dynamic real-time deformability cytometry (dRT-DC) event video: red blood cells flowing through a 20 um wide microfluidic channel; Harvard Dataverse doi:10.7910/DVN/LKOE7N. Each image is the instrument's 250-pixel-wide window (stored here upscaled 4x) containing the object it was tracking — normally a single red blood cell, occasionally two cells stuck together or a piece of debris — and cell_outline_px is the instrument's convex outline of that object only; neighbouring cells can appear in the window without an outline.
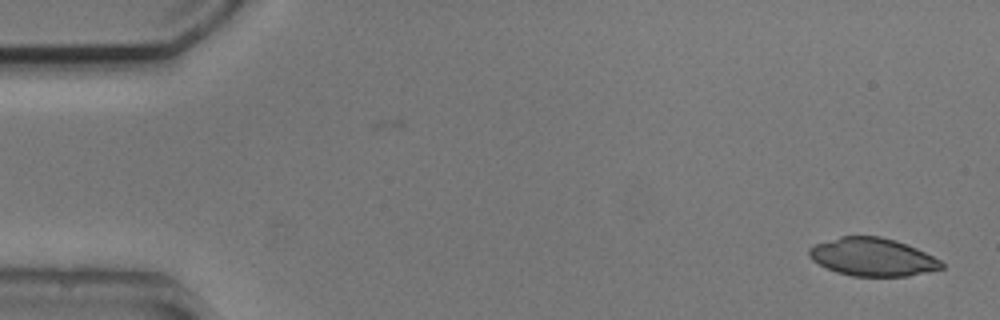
{"species": "common noctule bat (a hibernating species)", "species_latin": "Nyctalus noctula", "temperature_condition": "cold", "stored_images_in_passage": 52, "camera_frame_rate_fps": 3000, "um_per_image_px": 0.085, "animal": {"sex": "male", "body_mass_g": 20.5, "forearm_length_mm": 52.5}, "frame": {"image": 1, "passage_image": 1, "time_ms": 0.0, "image_size_px": [1000, 320], "cell_outline_px": [[944, 268], [908, 276], [852, 276], [836, 272], [812, 260], [808, 256], [808, 248], [812, 244], [840, 236], [880, 236], [896, 240], [916, 248], [940, 260], [944, 264]], "centroid_in_image_um": [74.13, 21.84], "position_along_channel_um": 10.9, "area_um2": 29.42}}
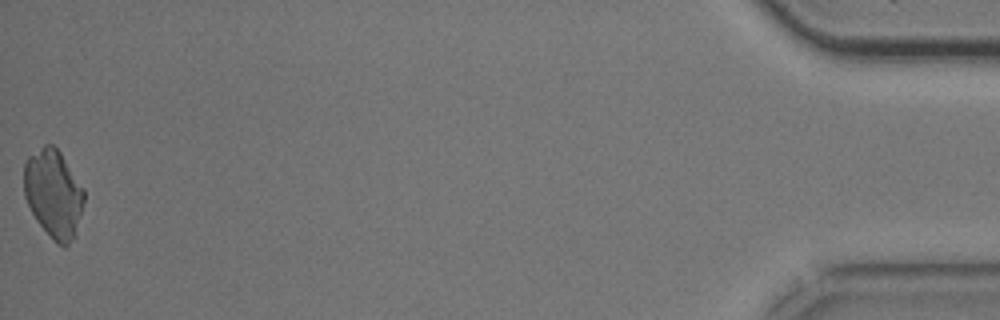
{"frame": {"image": 2, "passage_image": 52, "time_ms": 17.0, "image_size_px": [1000, 320], "cell_outline_px": [[84, 200], [76, 236], [64, 248], [56, 244], [36, 220], [24, 196], [24, 164], [28, 156], [44, 144], [52, 144], [60, 152], [84, 188]], "centroid_in_image_um": [4.55, 16.47], "position_along_channel_um": 430.6, "area_um2": 31.04}}